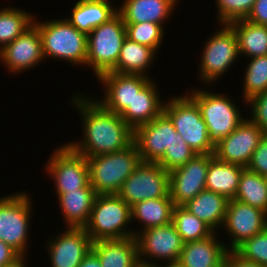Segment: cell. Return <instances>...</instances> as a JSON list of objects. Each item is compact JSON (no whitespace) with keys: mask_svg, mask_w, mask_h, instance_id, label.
Returning <instances> with one entry per match:
<instances>
[{"mask_svg":"<svg viewBox=\"0 0 267 267\" xmlns=\"http://www.w3.org/2000/svg\"><path fill=\"white\" fill-rule=\"evenodd\" d=\"M256 0H215L217 7V20L221 24L245 19L251 11Z\"/></svg>","mask_w":267,"mask_h":267,"instance_id":"cell-38","label":"cell"},{"mask_svg":"<svg viewBox=\"0 0 267 267\" xmlns=\"http://www.w3.org/2000/svg\"><path fill=\"white\" fill-rule=\"evenodd\" d=\"M246 168L261 176L267 175V135H264L260 140Z\"/></svg>","mask_w":267,"mask_h":267,"instance_id":"cell-40","label":"cell"},{"mask_svg":"<svg viewBox=\"0 0 267 267\" xmlns=\"http://www.w3.org/2000/svg\"><path fill=\"white\" fill-rule=\"evenodd\" d=\"M226 267H263L261 264L243 260L235 252H228L226 256Z\"/></svg>","mask_w":267,"mask_h":267,"instance_id":"cell-43","label":"cell"},{"mask_svg":"<svg viewBox=\"0 0 267 267\" xmlns=\"http://www.w3.org/2000/svg\"><path fill=\"white\" fill-rule=\"evenodd\" d=\"M228 203L229 199L224 195L204 189L183 207L217 232L224 224Z\"/></svg>","mask_w":267,"mask_h":267,"instance_id":"cell-26","label":"cell"},{"mask_svg":"<svg viewBox=\"0 0 267 267\" xmlns=\"http://www.w3.org/2000/svg\"><path fill=\"white\" fill-rule=\"evenodd\" d=\"M173 208L171 197L140 201L131 206V221H139L142 230L164 226L172 222Z\"/></svg>","mask_w":267,"mask_h":267,"instance_id":"cell-30","label":"cell"},{"mask_svg":"<svg viewBox=\"0 0 267 267\" xmlns=\"http://www.w3.org/2000/svg\"><path fill=\"white\" fill-rule=\"evenodd\" d=\"M125 39V23L118 12L87 35L86 67L96 78L115 67Z\"/></svg>","mask_w":267,"mask_h":267,"instance_id":"cell-6","label":"cell"},{"mask_svg":"<svg viewBox=\"0 0 267 267\" xmlns=\"http://www.w3.org/2000/svg\"><path fill=\"white\" fill-rule=\"evenodd\" d=\"M133 231L138 245L139 262L149 265H176L184 242L172 222L164 226ZM155 259L160 263L155 262Z\"/></svg>","mask_w":267,"mask_h":267,"instance_id":"cell-10","label":"cell"},{"mask_svg":"<svg viewBox=\"0 0 267 267\" xmlns=\"http://www.w3.org/2000/svg\"><path fill=\"white\" fill-rule=\"evenodd\" d=\"M44 62L42 40L38 28L32 24L20 36L0 50V62L8 72L17 74L33 69Z\"/></svg>","mask_w":267,"mask_h":267,"instance_id":"cell-18","label":"cell"},{"mask_svg":"<svg viewBox=\"0 0 267 267\" xmlns=\"http://www.w3.org/2000/svg\"><path fill=\"white\" fill-rule=\"evenodd\" d=\"M264 178H265V181H266V186H267V175H266V176H264Z\"/></svg>","mask_w":267,"mask_h":267,"instance_id":"cell-49","label":"cell"},{"mask_svg":"<svg viewBox=\"0 0 267 267\" xmlns=\"http://www.w3.org/2000/svg\"><path fill=\"white\" fill-rule=\"evenodd\" d=\"M84 96L78 93L71 99L82 117L83 137L67 144L86 158L115 153L130 146L134 142V130L123 118L106 110L95 98Z\"/></svg>","mask_w":267,"mask_h":267,"instance_id":"cell-1","label":"cell"},{"mask_svg":"<svg viewBox=\"0 0 267 267\" xmlns=\"http://www.w3.org/2000/svg\"><path fill=\"white\" fill-rule=\"evenodd\" d=\"M49 240L46 250L52 267H78L92 250L93 241L85 228L66 227Z\"/></svg>","mask_w":267,"mask_h":267,"instance_id":"cell-19","label":"cell"},{"mask_svg":"<svg viewBox=\"0 0 267 267\" xmlns=\"http://www.w3.org/2000/svg\"><path fill=\"white\" fill-rule=\"evenodd\" d=\"M163 112L195 154H214L215 144L209 137L199 106L187 93L165 100Z\"/></svg>","mask_w":267,"mask_h":267,"instance_id":"cell-5","label":"cell"},{"mask_svg":"<svg viewBox=\"0 0 267 267\" xmlns=\"http://www.w3.org/2000/svg\"><path fill=\"white\" fill-rule=\"evenodd\" d=\"M263 136V131L245 118L231 134L215 144L214 156L223 162L246 168Z\"/></svg>","mask_w":267,"mask_h":267,"instance_id":"cell-15","label":"cell"},{"mask_svg":"<svg viewBox=\"0 0 267 267\" xmlns=\"http://www.w3.org/2000/svg\"><path fill=\"white\" fill-rule=\"evenodd\" d=\"M117 195L130 207L140 201L170 197L169 172L157 162L141 161Z\"/></svg>","mask_w":267,"mask_h":267,"instance_id":"cell-12","label":"cell"},{"mask_svg":"<svg viewBox=\"0 0 267 267\" xmlns=\"http://www.w3.org/2000/svg\"><path fill=\"white\" fill-rule=\"evenodd\" d=\"M131 222V207L117 194L97 195L84 228L93 242L125 239L135 237Z\"/></svg>","mask_w":267,"mask_h":267,"instance_id":"cell-4","label":"cell"},{"mask_svg":"<svg viewBox=\"0 0 267 267\" xmlns=\"http://www.w3.org/2000/svg\"><path fill=\"white\" fill-rule=\"evenodd\" d=\"M161 267H177V266L176 265H170V266L161 265Z\"/></svg>","mask_w":267,"mask_h":267,"instance_id":"cell-48","label":"cell"},{"mask_svg":"<svg viewBox=\"0 0 267 267\" xmlns=\"http://www.w3.org/2000/svg\"><path fill=\"white\" fill-rule=\"evenodd\" d=\"M229 25L236 33L240 56L251 59L267 55V26L245 19L232 21Z\"/></svg>","mask_w":267,"mask_h":267,"instance_id":"cell-29","label":"cell"},{"mask_svg":"<svg viewBox=\"0 0 267 267\" xmlns=\"http://www.w3.org/2000/svg\"><path fill=\"white\" fill-rule=\"evenodd\" d=\"M234 199L267 213V186L264 176L245 168Z\"/></svg>","mask_w":267,"mask_h":267,"instance_id":"cell-31","label":"cell"},{"mask_svg":"<svg viewBox=\"0 0 267 267\" xmlns=\"http://www.w3.org/2000/svg\"><path fill=\"white\" fill-rule=\"evenodd\" d=\"M234 252L245 261L267 267V227L246 240Z\"/></svg>","mask_w":267,"mask_h":267,"instance_id":"cell-36","label":"cell"},{"mask_svg":"<svg viewBox=\"0 0 267 267\" xmlns=\"http://www.w3.org/2000/svg\"><path fill=\"white\" fill-rule=\"evenodd\" d=\"M45 167L46 174L55 182L56 193L92 188L87 158L67 143L53 151Z\"/></svg>","mask_w":267,"mask_h":267,"instance_id":"cell-11","label":"cell"},{"mask_svg":"<svg viewBox=\"0 0 267 267\" xmlns=\"http://www.w3.org/2000/svg\"><path fill=\"white\" fill-rule=\"evenodd\" d=\"M267 227V213L263 210L230 199L223 227L230 236L228 251L234 252L246 240Z\"/></svg>","mask_w":267,"mask_h":267,"instance_id":"cell-14","label":"cell"},{"mask_svg":"<svg viewBox=\"0 0 267 267\" xmlns=\"http://www.w3.org/2000/svg\"><path fill=\"white\" fill-rule=\"evenodd\" d=\"M26 192L0 197V240L15 249L23 258L28 256L27 241L33 213L32 198Z\"/></svg>","mask_w":267,"mask_h":267,"instance_id":"cell-8","label":"cell"},{"mask_svg":"<svg viewBox=\"0 0 267 267\" xmlns=\"http://www.w3.org/2000/svg\"><path fill=\"white\" fill-rule=\"evenodd\" d=\"M172 223L184 243L202 240L214 233L206 223L183 206H174Z\"/></svg>","mask_w":267,"mask_h":267,"instance_id":"cell-33","label":"cell"},{"mask_svg":"<svg viewBox=\"0 0 267 267\" xmlns=\"http://www.w3.org/2000/svg\"><path fill=\"white\" fill-rule=\"evenodd\" d=\"M177 131L170 118L162 112L149 123L134 130V142L143 162H158L175 142Z\"/></svg>","mask_w":267,"mask_h":267,"instance_id":"cell-16","label":"cell"},{"mask_svg":"<svg viewBox=\"0 0 267 267\" xmlns=\"http://www.w3.org/2000/svg\"><path fill=\"white\" fill-rule=\"evenodd\" d=\"M36 20L34 17L33 24L41 36L44 59L65 60L72 66L86 67V33L79 31L66 18L45 22Z\"/></svg>","mask_w":267,"mask_h":267,"instance_id":"cell-2","label":"cell"},{"mask_svg":"<svg viewBox=\"0 0 267 267\" xmlns=\"http://www.w3.org/2000/svg\"><path fill=\"white\" fill-rule=\"evenodd\" d=\"M56 194L66 227L84 228L89 221L97 196L94 189L81 188Z\"/></svg>","mask_w":267,"mask_h":267,"instance_id":"cell-24","label":"cell"},{"mask_svg":"<svg viewBox=\"0 0 267 267\" xmlns=\"http://www.w3.org/2000/svg\"><path fill=\"white\" fill-rule=\"evenodd\" d=\"M28 257H26V258H22L19 262H17L15 265H13V266H10V267H27L26 265V260L25 259H27Z\"/></svg>","mask_w":267,"mask_h":267,"instance_id":"cell-45","label":"cell"},{"mask_svg":"<svg viewBox=\"0 0 267 267\" xmlns=\"http://www.w3.org/2000/svg\"><path fill=\"white\" fill-rule=\"evenodd\" d=\"M90 185L97 195L118 194L125 180L141 162L138 148L130 146L115 153L87 157Z\"/></svg>","mask_w":267,"mask_h":267,"instance_id":"cell-3","label":"cell"},{"mask_svg":"<svg viewBox=\"0 0 267 267\" xmlns=\"http://www.w3.org/2000/svg\"><path fill=\"white\" fill-rule=\"evenodd\" d=\"M117 12L124 23L152 22L164 27L178 0H122ZM168 19V20H167Z\"/></svg>","mask_w":267,"mask_h":267,"instance_id":"cell-21","label":"cell"},{"mask_svg":"<svg viewBox=\"0 0 267 267\" xmlns=\"http://www.w3.org/2000/svg\"><path fill=\"white\" fill-rule=\"evenodd\" d=\"M245 20L267 26V0H256Z\"/></svg>","mask_w":267,"mask_h":267,"instance_id":"cell-41","label":"cell"},{"mask_svg":"<svg viewBox=\"0 0 267 267\" xmlns=\"http://www.w3.org/2000/svg\"><path fill=\"white\" fill-rule=\"evenodd\" d=\"M135 267H161V265H149L139 262Z\"/></svg>","mask_w":267,"mask_h":267,"instance_id":"cell-46","label":"cell"},{"mask_svg":"<svg viewBox=\"0 0 267 267\" xmlns=\"http://www.w3.org/2000/svg\"><path fill=\"white\" fill-rule=\"evenodd\" d=\"M197 89L192 88L187 94L199 106L209 137L216 144L231 134L246 117L241 116L239 106L229 95Z\"/></svg>","mask_w":267,"mask_h":267,"instance_id":"cell-7","label":"cell"},{"mask_svg":"<svg viewBox=\"0 0 267 267\" xmlns=\"http://www.w3.org/2000/svg\"><path fill=\"white\" fill-rule=\"evenodd\" d=\"M109 0H78L66 18L75 28L87 35L96 27L107 22L117 13Z\"/></svg>","mask_w":267,"mask_h":267,"instance_id":"cell-25","label":"cell"},{"mask_svg":"<svg viewBox=\"0 0 267 267\" xmlns=\"http://www.w3.org/2000/svg\"><path fill=\"white\" fill-rule=\"evenodd\" d=\"M157 53L149 46L133 42L126 38L120 50L118 62L111 72L140 74L150 77L147 74V70L154 63Z\"/></svg>","mask_w":267,"mask_h":267,"instance_id":"cell-28","label":"cell"},{"mask_svg":"<svg viewBox=\"0 0 267 267\" xmlns=\"http://www.w3.org/2000/svg\"><path fill=\"white\" fill-rule=\"evenodd\" d=\"M217 267H226V259L220 266H217Z\"/></svg>","mask_w":267,"mask_h":267,"instance_id":"cell-47","label":"cell"},{"mask_svg":"<svg viewBox=\"0 0 267 267\" xmlns=\"http://www.w3.org/2000/svg\"><path fill=\"white\" fill-rule=\"evenodd\" d=\"M222 28L204 42L198 77L200 81L210 85L228 72L236 59H240L238 40L235 31L229 24H221Z\"/></svg>","mask_w":267,"mask_h":267,"instance_id":"cell-9","label":"cell"},{"mask_svg":"<svg viewBox=\"0 0 267 267\" xmlns=\"http://www.w3.org/2000/svg\"><path fill=\"white\" fill-rule=\"evenodd\" d=\"M244 169L243 166L223 162L213 156L209 162L205 188L229 200L234 199Z\"/></svg>","mask_w":267,"mask_h":267,"instance_id":"cell-27","label":"cell"},{"mask_svg":"<svg viewBox=\"0 0 267 267\" xmlns=\"http://www.w3.org/2000/svg\"><path fill=\"white\" fill-rule=\"evenodd\" d=\"M195 155L194 151L185 142L183 137L175 134V142L166 149L164 156L157 162L164 170L170 172L185 165Z\"/></svg>","mask_w":267,"mask_h":267,"instance_id":"cell-37","label":"cell"},{"mask_svg":"<svg viewBox=\"0 0 267 267\" xmlns=\"http://www.w3.org/2000/svg\"><path fill=\"white\" fill-rule=\"evenodd\" d=\"M152 77L140 74H121L106 72L97 80L104 87L102 99L97 100L106 110L121 115L129 105H132L138 93Z\"/></svg>","mask_w":267,"mask_h":267,"instance_id":"cell-17","label":"cell"},{"mask_svg":"<svg viewBox=\"0 0 267 267\" xmlns=\"http://www.w3.org/2000/svg\"><path fill=\"white\" fill-rule=\"evenodd\" d=\"M219 236L214 232L211 236L184 243L177 267H217L226 259L228 246L217 239Z\"/></svg>","mask_w":267,"mask_h":267,"instance_id":"cell-20","label":"cell"},{"mask_svg":"<svg viewBox=\"0 0 267 267\" xmlns=\"http://www.w3.org/2000/svg\"><path fill=\"white\" fill-rule=\"evenodd\" d=\"M23 257L11 246L0 240V267H10Z\"/></svg>","mask_w":267,"mask_h":267,"instance_id":"cell-42","label":"cell"},{"mask_svg":"<svg viewBox=\"0 0 267 267\" xmlns=\"http://www.w3.org/2000/svg\"><path fill=\"white\" fill-rule=\"evenodd\" d=\"M243 81V99L246 104L253 96L267 91V55L249 59Z\"/></svg>","mask_w":267,"mask_h":267,"instance_id":"cell-34","label":"cell"},{"mask_svg":"<svg viewBox=\"0 0 267 267\" xmlns=\"http://www.w3.org/2000/svg\"><path fill=\"white\" fill-rule=\"evenodd\" d=\"M31 12L7 6L0 10V50L20 36L33 24Z\"/></svg>","mask_w":267,"mask_h":267,"instance_id":"cell-32","label":"cell"},{"mask_svg":"<svg viewBox=\"0 0 267 267\" xmlns=\"http://www.w3.org/2000/svg\"><path fill=\"white\" fill-rule=\"evenodd\" d=\"M214 154H197L169 172V195L174 206H183L205 188L207 170Z\"/></svg>","mask_w":267,"mask_h":267,"instance_id":"cell-13","label":"cell"},{"mask_svg":"<svg viewBox=\"0 0 267 267\" xmlns=\"http://www.w3.org/2000/svg\"><path fill=\"white\" fill-rule=\"evenodd\" d=\"M92 251L102 267H135L139 263L136 237L112 240H97Z\"/></svg>","mask_w":267,"mask_h":267,"instance_id":"cell-23","label":"cell"},{"mask_svg":"<svg viewBox=\"0 0 267 267\" xmlns=\"http://www.w3.org/2000/svg\"><path fill=\"white\" fill-rule=\"evenodd\" d=\"M246 103V106H251L250 120L267 135V91L253 96Z\"/></svg>","mask_w":267,"mask_h":267,"instance_id":"cell-39","label":"cell"},{"mask_svg":"<svg viewBox=\"0 0 267 267\" xmlns=\"http://www.w3.org/2000/svg\"><path fill=\"white\" fill-rule=\"evenodd\" d=\"M126 38L133 42L153 48L156 52L162 45L164 29L152 22L125 23Z\"/></svg>","mask_w":267,"mask_h":267,"instance_id":"cell-35","label":"cell"},{"mask_svg":"<svg viewBox=\"0 0 267 267\" xmlns=\"http://www.w3.org/2000/svg\"><path fill=\"white\" fill-rule=\"evenodd\" d=\"M78 267H102L97 255L91 250Z\"/></svg>","mask_w":267,"mask_h":267,"instance_id":"cell-44","label":"cell"},{"mask_svg":"<svg viewBox=\"0 0 267 267\" xmlns=\"http://www.w3.org/2000/svg\"><path fill=\"white\" fill-rule=\"evenodd\" d=\"M165 100L162 101L158 86L151 79L138 93L132 105L120 115L123 120L135 130L142 124L149 123L163 112Z\"/></svg>","mask_w":267,"mask_h":267,"instance_id":"cell-22","label":"cell"}]
</instances>
